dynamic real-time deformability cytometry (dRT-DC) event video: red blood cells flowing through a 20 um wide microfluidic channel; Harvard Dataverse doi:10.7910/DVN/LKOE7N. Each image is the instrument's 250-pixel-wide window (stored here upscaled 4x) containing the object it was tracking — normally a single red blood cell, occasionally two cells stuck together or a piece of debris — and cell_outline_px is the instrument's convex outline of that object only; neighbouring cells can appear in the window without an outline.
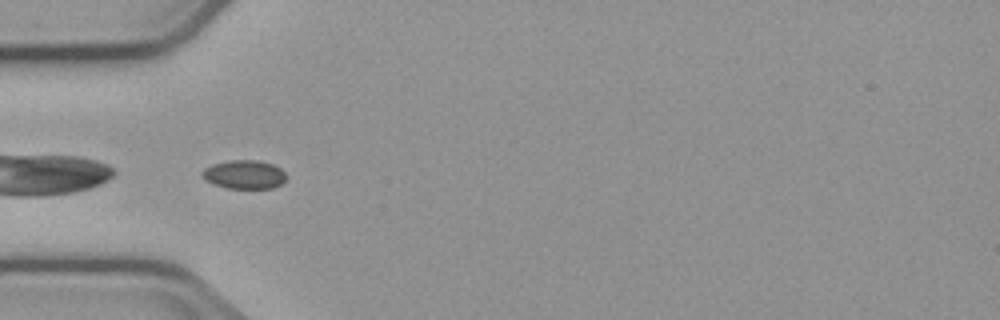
{"species": "common noctule bat (a hibernating species)", "species_latin": "Nyctalus noctula", "temperature_condition": "cold", "stored_images_in_passage": 39, "camera_frame_rate_fps": 3000, "um_per_image_px": 0.085, "animal": {"sex": "male", "body_mass_g": 23.1, "forearm_length_mm": 52.7}, "frame": {"image": 1, "passage_image": 1, "time_ms": 0.0, "image_size_px": [1000, 320], "cell_outline_px": [[284, 180], [280, 184], [272, 188], [228, 188], [212, 184], [204, 180], [200, 176], [200, 172], [204, 168], [212, 164], [228, 160], [260, 160], [272, 164], [280, 168], [284, 172]], "centroid_in_image_um": [20.69, 14.82], "position_along_channel_um": 64.3, "area_um2": 14.16}}
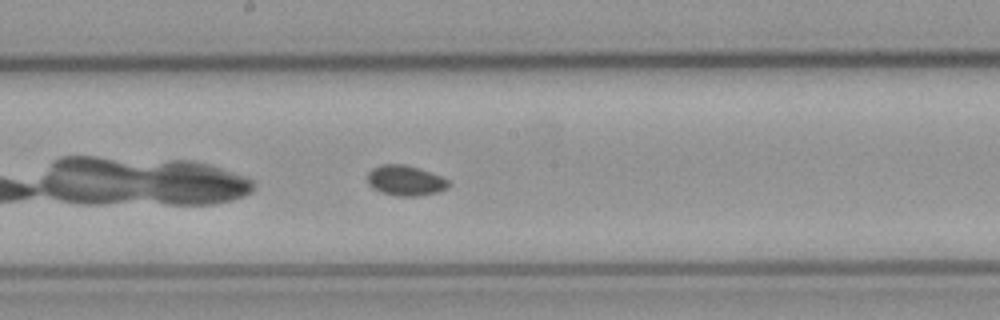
{"frame": {"image": 2, "passage_image": 13, "time_ms": 4.0, "image_size_px": [1000, 320], "cell_outline_px": [[452, 184], [448, 188], [436, 192], [416, 196], [396, 196], [380, 192], [372, 188], [368, 184], [368, 172], [372, 168], [380, 164], [404, 164], [420, 168], [440, 176], [448, 180]], "centroid_in_image_um": [34.45, 15.34], "position_along_channel_um": 213.8, "area_um2": 14.45}}
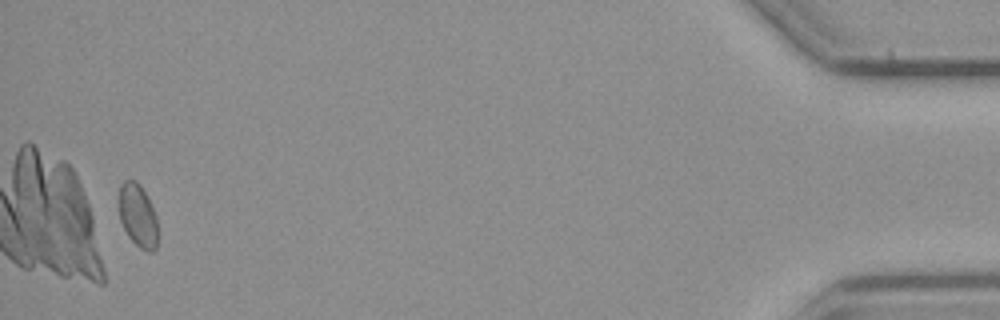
{"frame": {"image": 3, "passage_image": 37, "time_ms": 12.0, "image_size_px": [1000, 320], "cell_outline_px": [[156, 248], [152, 252], [148, 252], [140, 248], [128, 236], [120, 220], [120, 184], [124, 180], [136, 180], [140, 184], [156, 216]], "centroid_in_image_um": [11.7, 18.32], "position_along_channel_um": 423.5, "area_um2": 13.87}}